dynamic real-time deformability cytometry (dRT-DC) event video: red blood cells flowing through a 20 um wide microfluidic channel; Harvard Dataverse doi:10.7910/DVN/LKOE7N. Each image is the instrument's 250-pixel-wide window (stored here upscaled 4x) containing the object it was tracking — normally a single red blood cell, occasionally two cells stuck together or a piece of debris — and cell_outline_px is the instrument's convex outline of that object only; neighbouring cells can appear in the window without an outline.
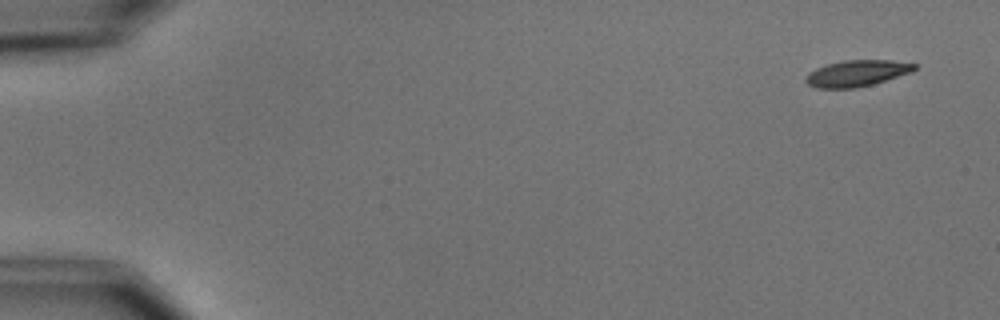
{"species": "common noctule bat (a hibernating species)", "species_latin": "Nyctalus noctula", "temperature_condition": "cold", "stored_images_in_passage": 10, "camera_frame_rate_fps": 3000, "um_per_image_px": 0.085, "animal": {"sex": "male", "body_mass_g": 15.6}, "frame": {"image": 1, "passage_image": 1, "time_ms": 0.0, "image_size_px": [1000, 320], "cell_outline_px": [[916, 68], [912, 72], [872, 84], [856, 88], [816, 88], [808, 84], [804, 80], [808, 72], [816, 68], [828, 64], [844, 60], [892, 60], [916, 64]], "centroid_in_image_um": [72.81, 6.23], "position_along_channel_um": 12.2, "area_um2": 16.59}}
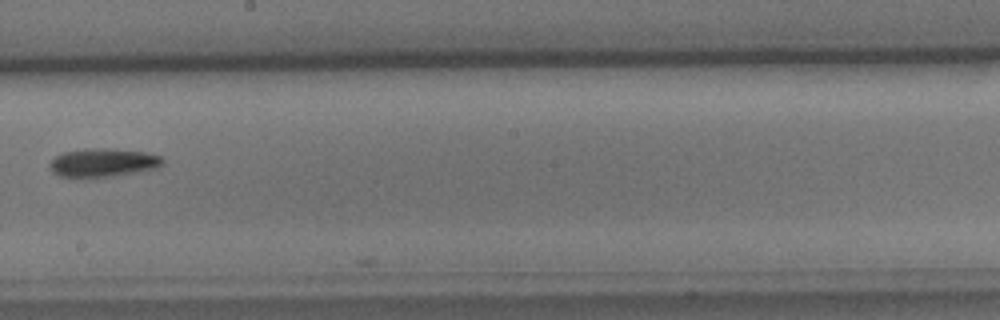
{"frame": {"image": 2, "passage_image": 9, "time_ms": 9.667, "image_size_px": [1000, 320], "cell_outline_px": [[164, 164], [156, 168], [116, 176], [80, 180], [60, 176], [52, 172], [48, 168], [48, 164], [56, 156], [64, 152], [84, 148], [108, 148], [144, 152], [160, 156], [164, 160]], "centroid_in_image_um": [8.69, 13.86], "position_along_channel_um": 239.5, "area_um2": 19.42}}
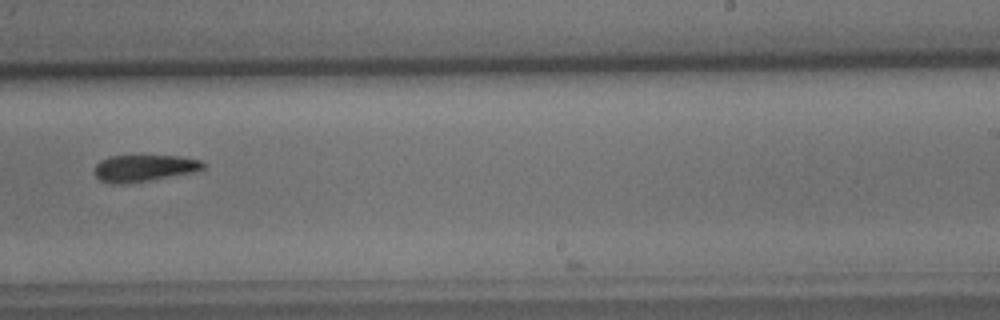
{"frame": {"image": 3, "passage_image": 10, "time_ms": 10.667, "image_size_px": [1000, 320], "cell_outline_px": [[204, 168], [196, 172], [152, 180], [124, 184], [112, 184], [100, 180], [92, 172], [96, 164], [100, 160], [108, 156], [184, 156], [200, 160], [204, 164]], "centroid_in_image_um": [12.23, 14.3], "position_along_channel_um": 276.8, "area_um2": 17.22}}